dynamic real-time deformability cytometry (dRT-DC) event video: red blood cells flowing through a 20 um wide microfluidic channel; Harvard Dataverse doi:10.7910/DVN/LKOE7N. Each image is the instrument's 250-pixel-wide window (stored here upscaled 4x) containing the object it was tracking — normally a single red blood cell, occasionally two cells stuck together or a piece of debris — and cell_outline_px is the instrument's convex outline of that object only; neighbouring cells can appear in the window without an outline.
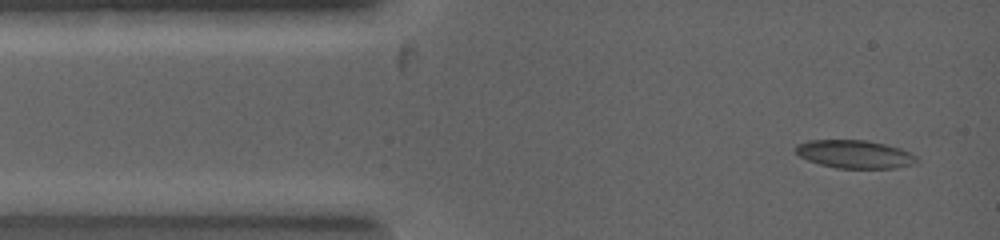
{"species": "common noctule bat (a hibernating species)", "species_latin": "Nyctalus noctula", "temperature_condition": "warm", "stored_images_in_passage": 5, "camera_frame_rate_fps": 5000, "um_per_image_px": 0.085, "animal": {"sex": "female", "body_mass_g": 19.0, "forearm_length_mm": 53.3}, "frame": {"image": 1, "passage_image": 2, "time_ms": 0.2, "image_size_px": [1000, 240], "cell_outline_px": [[920, 160], [916, 164], [896, 168], [836, 168], [820, 164], [808, 160], [800, 156], [796, 152], [796, 144], [808, 140], [868, 140], [900, 148], [916, 156]], "centroid_in_image_um": [72.68, 13.11], "position_along_channel_um": 12.3, "area_um2": 19.88}}